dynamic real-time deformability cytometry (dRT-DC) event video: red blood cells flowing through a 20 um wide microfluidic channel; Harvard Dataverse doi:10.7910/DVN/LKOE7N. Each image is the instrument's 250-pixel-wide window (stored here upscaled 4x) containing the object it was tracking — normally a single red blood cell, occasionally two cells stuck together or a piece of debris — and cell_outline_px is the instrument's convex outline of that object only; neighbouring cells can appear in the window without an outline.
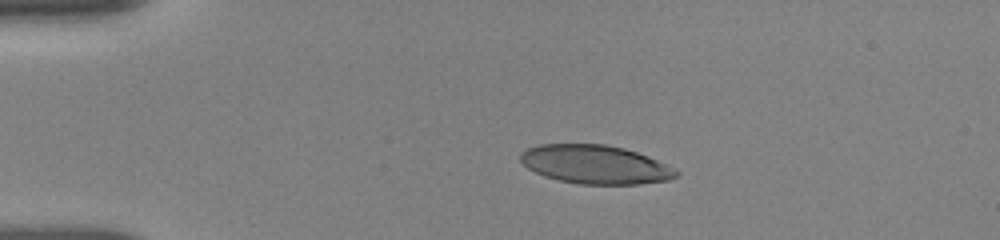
{"species": "human", "species_latin": "Homo sapiens", "temperature_condition": "room temperature", "stored_images_in_passage": 7, "camera_frame_rate_fps": 3000, "um_per_image_px": 0.085, "donor": {"sex": "female"}, "frame": {"image": 1, "passage_image": 3, "time_ms": 2.333, "image_size_px": [1000, 240], "cell_outline_px": [[680, 172], [676, 176], [668, 180], [640, 184], [580, 184], [560, 180], [544, 176], [528, 168], [520, 160], [520, 152], [528, 148], [540, 144], [604, 144], [624, 148], [648, 156], [676, 168]], "centroid_in_image_um": [50.61, 13.98], "position_along_channel_um": 34.4, "area_um2": 35.08}}
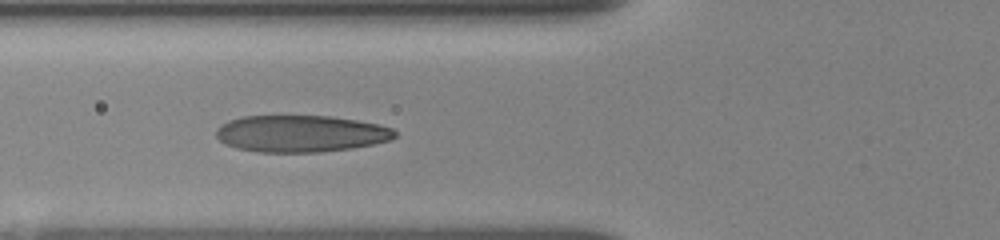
{"frame": {"image": 2, "passage_image": 6, "time_ms": 5.333, "image_size_px": [1000, 240], "cell_outline_px": [[396, 136], [388, 140], [372, 144], [352, 148], [320, 152], [260, 152], [236, 148], [220, 140], [216, 136], [216, 128], [220, 124], [228, 120], [244, 116], [332, 116], [380, 124], [392, 128], [396, 132]], "centroid_in_image_um": [25.55, 11.35], "position_along_channel_um": 100.2, "area_um2": 38.32}}
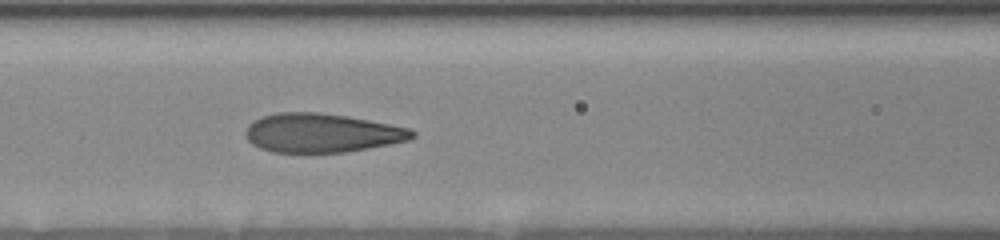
{"frame": {"image": 3, "passage_image": 7, "time_ms": 6.333, "image_size_px": [1000, 240], "cell_outline_px": [[416, 136], [408, 140], [368, 148], [344, 152], [272, 152], [260, 148], [252, 144], [244, 136], [244, 132], [248, 124], [252, 120], [260, 116], [276, 112], [320, 112], [348, 116], [412, 128], [416, 132]], "centroid_in_image_um": [27.32, 11.28], "position_along_channel_um": 139.3, "area_um2": 38.15}}